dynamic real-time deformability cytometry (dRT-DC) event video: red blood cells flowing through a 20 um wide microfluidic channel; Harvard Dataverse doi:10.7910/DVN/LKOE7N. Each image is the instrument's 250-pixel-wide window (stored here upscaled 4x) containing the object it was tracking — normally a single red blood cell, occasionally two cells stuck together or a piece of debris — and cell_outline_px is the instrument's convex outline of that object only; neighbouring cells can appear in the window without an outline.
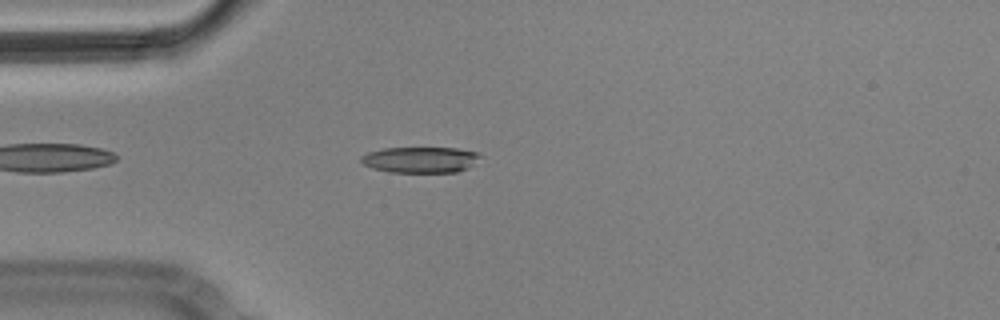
{"species": "Egyptian fruit bat (a non-hibernating species)", "species_latin": "Rousettus aegyptiacus", "temperature_condition": "cold", "stored_images_in_passage": 5, "camera_frame_rate_fps": 3000, "um_per_image_px": 0.085, "animal": {"sex": "male"}, "frame": {"image": 1, "passage_image": 4, "time_ms": 1.0, "image_size_px": [1000, 320], "cell_outline_px": [[484, 156], [468, 168], [456, 172], [388, 172], [372, 168], [364, 164], [360, 160], [360, 156], [368, 152], [384, 148], [456, 148], [480, 152]], "centroid_in_image_um": [35.77, 13.57], "position_along_channel_um": 49.2, "area_um2": 18.21}}